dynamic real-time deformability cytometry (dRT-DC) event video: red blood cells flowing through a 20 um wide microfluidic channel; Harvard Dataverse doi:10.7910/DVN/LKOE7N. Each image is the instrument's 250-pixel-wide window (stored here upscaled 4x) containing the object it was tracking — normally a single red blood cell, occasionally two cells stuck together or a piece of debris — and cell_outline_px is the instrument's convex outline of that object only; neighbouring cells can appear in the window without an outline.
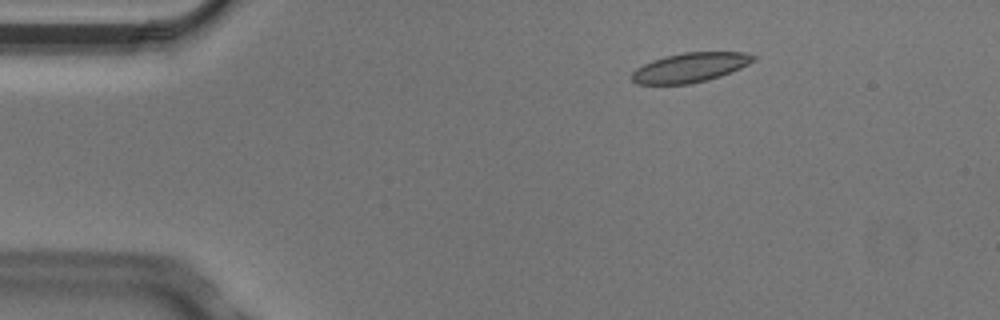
{"species": "Egyptian fruit bat (a non-hibernating species)", "species_latin": "Rousettus aegyptiacus", "temperature_condition": "cold", "stored_images_in_passage": 6, "camera_frame_rate_fps": 3000, "um_per_image_px": 0.085, "animal": {"sex": "male"}, "frame": {"image": 1, "passage_image": 6, "time_ms": 1.667, "image_size_px": [1000, 320], "cell_outline_px": [[756, 60], [740, 68], [720, 76], [688, 84], [636, 84], [632, 80], [632, 72], [636, 68], [652, 60], [664, 56], [684, 52], [748, 52], [756, 56]], "centroid_in_image_um": [58.66, 5.72], "position_along_channel_um": 26.3, "area_um2": 20.81}}